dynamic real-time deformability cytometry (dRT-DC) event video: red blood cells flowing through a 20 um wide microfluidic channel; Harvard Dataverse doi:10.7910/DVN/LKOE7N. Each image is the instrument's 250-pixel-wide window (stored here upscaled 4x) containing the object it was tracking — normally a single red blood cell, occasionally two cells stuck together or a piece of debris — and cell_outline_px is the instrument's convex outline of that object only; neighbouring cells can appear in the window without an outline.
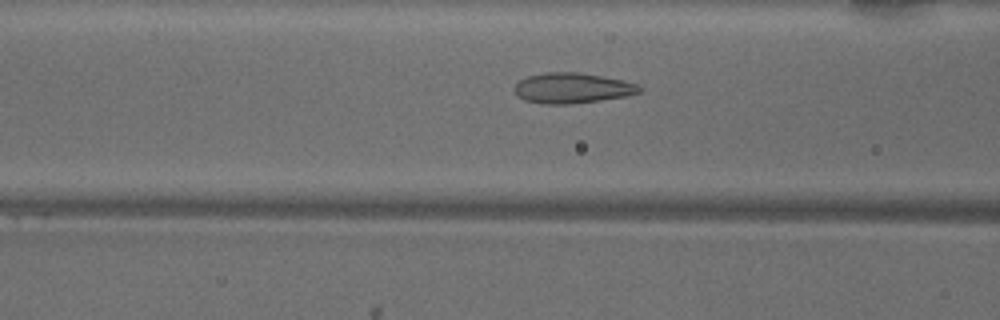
{"species": "common noctule bat (a hibernating species)", "species_latin": "Nyctalus noctula", "temperature_condition": "warm", "stored_images_in_passage": 40, "camera_frame_rate_fps": 3000, "um_per_image_px": 0.085, "animal": {"sex": "male", "body_mass_g": 18.8}, "frame": {"image": 1, "passage_image": 18, "time_ms": 5.667, "image_size_px": [1000, 320], "cell_outline_px": [[644, 88], [640, 92], [624, 96], [600, 100], [568, 104], [544, 104], [524, 100], [516, 96], [512, 88], [520, 80], [528, 76], [544, 72], [580, 72], [604, 76], [624, 80], [636, 84]], "centroid_in_image_um": [48.61, 7.48], "position_along_channel_um": 118.0, "area_um2": 22.31}}
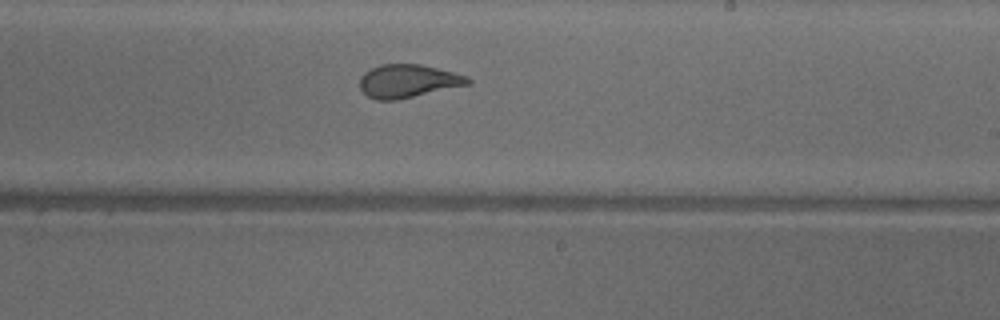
{"frame": {"image": 2, "passage_image": 28, "time_ms": 9.0, "image_size_px": [1000, 320], "cell_outline_px": [[472, 80], [468, 84], [396, 100], [376, 100], [368, 96], [360, 88], [360, 80], [364, 72], [380, 64], [420, 64], [468, 76]], "centroid_in_image_um": [34.65, 6.88], "position_along_channel_um": 254.3, "area_um2": 20.58}}
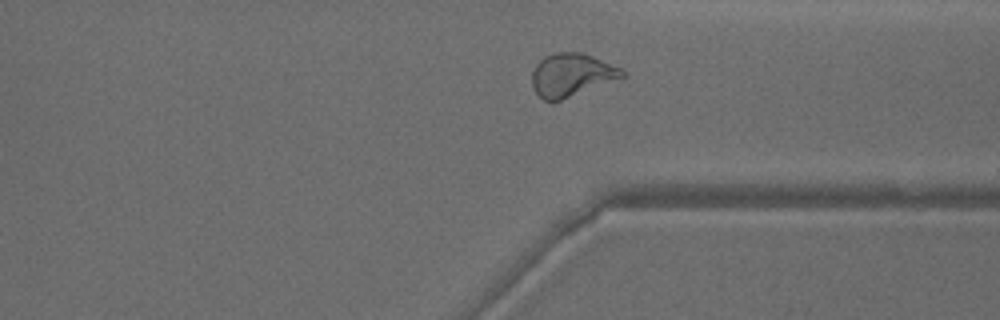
{"frame": {"image": 3, "passage_image": 36, "time_ms": 11.667, "image_size_px": [1000, 320], "cell_outline_px": [[628, 76], [560, 100], [544, 100], [532, 88], [532, 72], [536, 64], [544, 56], [556, 52], [580, 52], [592, 56], [620, 68]], "centroid_in_image_um": [48.57, 6.36], "position_along_channel_um": 362.8, "area_um2": 22.43}, "authors_computed_cell_mechanics": {"area_um2": 22.3975, "velocity_mm_per_s": 4.0904, "shape_relaxation_time_tau1_ms": 7.912, "shape_relaxation_time_tau2_ms": 1.0482, "deformation_change_tau1": 0.2447, "deformation_change_tau2": 0.0816}}